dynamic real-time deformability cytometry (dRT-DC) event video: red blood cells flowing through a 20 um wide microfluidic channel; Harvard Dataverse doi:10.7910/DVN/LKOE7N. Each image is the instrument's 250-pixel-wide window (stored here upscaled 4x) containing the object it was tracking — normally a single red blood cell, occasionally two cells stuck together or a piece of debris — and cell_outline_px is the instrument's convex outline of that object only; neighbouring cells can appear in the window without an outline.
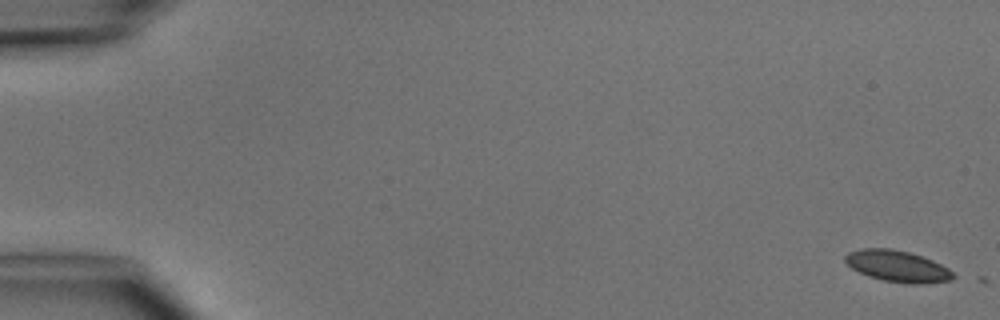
{"species": "common noctule bat (a hibernating species)", "species_latin": "Nyctalus noctula", "temperature_condition": "cold", "stored_images_in_passage": 5, "camera_frame_rate_fps": 3000, "um_per_image_px": 0.085, "animal": {"sex": "male", "body_mass_g": 15.6}, "frame": {"image": 1, "passage_image": 1, "time_ms": 0.0, "image_size_px": [1000, 320], "cell_outline_px": [[956, 276], [952, 280], [924, 284], [908, 284], [884, 280], [868, 276], [852, 268], [844, 260], [844, 256], [848, 252], [860, 248], [892, 248], [908, 252], [932, 260], [948, 268]], "centroid_in_image_um": [76.28, 22.63], "position_along_channel_um": 8.7, "area_um2": 19.77}}
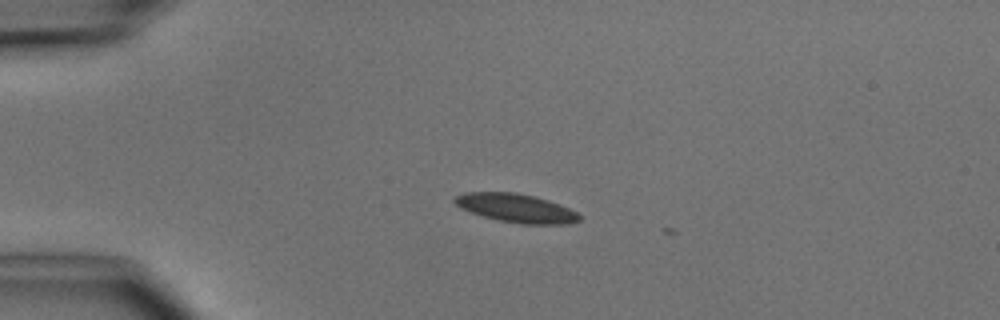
{"frame": {"image": 2, "passage_image": 4, "time_ms": 3.667, "image_size_px": [1000, 320], "cell_outline_px": [[580, 220], [568, 224], [520, 224], [500, 220], [484, 216], [460, 208], [452, 200], [456, 196], [464, 192], [516, 192], [548, 200], [568, 208], [576, 212], [580, 216]], "centroid_in_image_um": [43.85, 17.68], "position_along_channel_um": 41.1, "area_um2": 20.58}}